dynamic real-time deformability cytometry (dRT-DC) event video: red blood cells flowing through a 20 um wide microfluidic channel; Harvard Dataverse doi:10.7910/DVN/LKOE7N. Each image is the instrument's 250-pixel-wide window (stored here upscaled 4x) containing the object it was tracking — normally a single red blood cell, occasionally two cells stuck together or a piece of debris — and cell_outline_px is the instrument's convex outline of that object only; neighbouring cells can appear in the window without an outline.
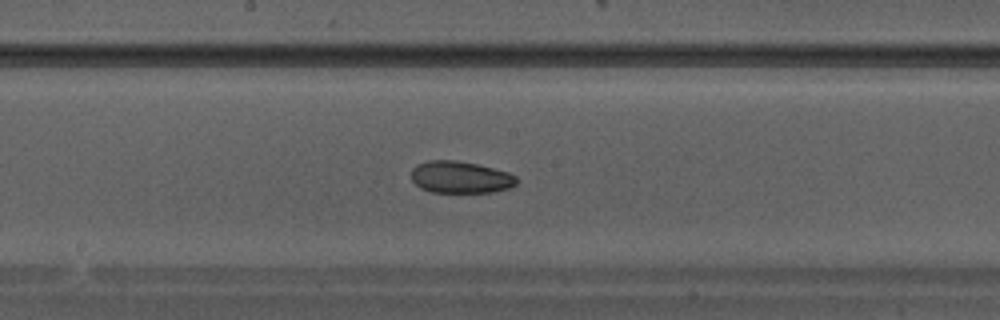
{"species": "Egyptian fruit bat (a non-hibernating species)", "species_latin": "Rousettus aegyptiacus", "temperature_condition": "warm", "stored_images_in_passage": 23, "camera_frame_rate_fps": 3000, "um_per_image_px": 0.085, "animal": {"sex": "male"}, "frame": {"image": 1, "passage_image": 10, "time_ms": 3.0, "image_size_px": [1000, 320], "cell_outline_px": [[516, 184], [508, 188], [492, 192], [432, 192], [420, 188], [412, 180], [412, 168], [416, 164], [428, 160], [456, 160], [476, 164], [508, 172], [516, 176]], "centroid_in_image_um": [39.1, 15.06], "position_along_channel_um": 209.1, "area_um2": 19.54}}